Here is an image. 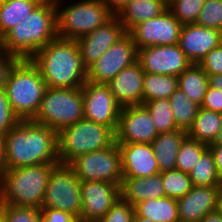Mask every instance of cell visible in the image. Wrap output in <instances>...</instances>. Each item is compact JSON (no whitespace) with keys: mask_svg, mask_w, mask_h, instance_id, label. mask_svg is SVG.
<instances>
[{"mask_svg":"<svg viewBox=\"0 0 222 222\" xmlns=\"http://www.w3.org/2000/svg\"><path fill=\"white\" fill-rule=\"evenodd\" d=\"M4 169L59 163L57 132L32 120H21L3 138Z\"/></svg>","mask_w":222,"mask_h":222,"instance_id":"6da1fadb","label":"cell"},{"mask_svg":"<svg viewBox=\"0 0 222 222\" xmlns=\"http://www.w3.org/2000/svg\"><path fill=\"white\" fill-rule=\"evenodd\" d=\"M30 59L47 88H81L87 81L76 40L57 36Z\"/></svg>","mask_w":222,"mask_h":222,"instance_id":"7a4b0ae2","label":"cell"},{"mask_svg":"<svg viewBox=\"0 0 222 222\" xmlns=\"http://www.w3.org/2000/svg\"><path fill=\"white\" fill-rule=\"evenodd\" d=\"M57 36L55 1L43 0L2 37V50L18 59H30Z\"/></svg>","mask_w":222,"mask_h":222,"instance_id":"3957f363","label":"cell"},{"mask_svg":"<svg viewBox=\"0 0 222 222\" xmlns=\"http://www.w3.org/2000/svg\"><path fill=\"white\" fill-rule=\"evenodd\" d=\"M56 164L4 169L0 176V204L41 209L46 186Z\"/></svg>","mask_w":222,"mask_h":222,"instance_id":"277c9868","label":"cell"},{"mask_svg":"<svg viewBox=\"0 0 222 222\" xmlns=\"http://www.w3.org/2000/svg\"><path fill=\"white\" fill-rule=\"evenodd\" d=\"M46 83L31 59H18L9 71L5 89L10 106L20 120H32L40 107Z\"/></svg>","mask_w":222,"mask_h":222,"instance_id":"5b68a950","label":"cell"},{"mask_svg":"<svg viewBox=\"0 0 222 222\" xmlns=\"http://www.w3.org/2000/svg\"><path fill=\"white\" fill-rule=\"evenodd\" d=\"M116 133L105 126L85 118L57 132L60 163L69 164L74 158L111 146Z\"/></svg>","mask_w":222,"mask_h":222,"instance_id":"8992f818","label":"cell"},{"mask_svg":"<svg viewBox=\"0 0 222 222\" xmlns=\"http://www.w3.org/2000/svg\"><path fill=\"white\" fill-rule=\"evenodd\" d=\"M57 11V35L77 40L103 26L114 14L101 0H54ZM64 5V7H63Z\"/></svg>","mask_w":222,"mask_h":222,"instance_id":"52a82bcc","label":"cell"},{"mask_svg":"<svg viewBox=\"0 0 222 222\" xmlns=\"http://www.w3.org/2000/svg\"><path fill=\"white\" fill-rule=\"evenodd\" d=\"M84 118L82 88H46L35 123L58 132Z\"/></svg>","mask_w":222,"mask_h":222,"instance_id":"ba28073f","label":"cell"},{"mask_svg":"<svg viewBox=\"0 0 222 222\" xmlns=\"http://www.w3.org/2000/svg\"><path fill=\"white\" fill-rule=\"evenodd\" d=\"M69 165L80 181L122 184L121 152L116 141L107 148L74 158Z\"/></svg>","mask_w":222,"mask_h":222,"instance_id":"9c48e42d","label":"cell"},{"mask_svg":"<svg viewBox=\"0 0 222 222\" xmlns=\"http://www.w3.org/2000/svg\"><path fill=\"white\" fill-rule=\"evenodd\" d=\"M80 182L69 164L59 162L50 174L42 207L58 209L80 218Z\"/></svg>","mask_w":222,"mask_h":222,"instance_id":"30bf717a","label":"cell"},{"mask_svg":"<svg viewBox=\"0 0 222 222\" xmlns=\"http://www.w3.org/2000/svg\"><path fill=\"white\" fill-rule=\"evenodd\" d=\"M137 62V48L126 33L87 69V81L107 84L122 69Z\"/></svg>","mask_w":222,"mask_h":222,"instance_id":"8fae6325","label":"cell"},{"mask_svg":"<svg viewBox=\"0 0 222 222\" xmlns=\"http://www.w3.org/2000/svg\"><path fill=\"white\" fill-rule=\"evenodd\" d=\"M81 88L84 118L108 126L116 133L121 106L111 94L108 84L86 81Z\"/></svg>","mask_w":222,"mask_h":222,"instance_id":"7c38bea8","label":"cell"},{"mask_svg":"<svg viewBox=\"0 0 222 222\" xmlns=\"http://www.w3.org/2000/svg\"><path fill=\"white\" fill-rule=\"evenodd\" d=\"M182 24L167 8L159 16L136 25L129 34L137 49L179 43Z\"/></svg>","mask_w":222,"mask_h":222,"instance_id":"4fadbf2b","label":"cell"},{"mask_svg":"<svg viewBox=\"0 0 222 222\" xmlns=\"http://www.w3.org/2000/svg\"><path fill=\"white\" fill-rule=\"evenodd\" d=\"M137 62L147 73L177 77L193 64L179 44L137 49Z\"/></svg>","mask_w":222,"mask_h":222,"instance_id":"5bb4252c","label":"cell"},{"mask_svg":"<svg viewBox=\"0 0 222 222\" xmlns=\"http://www.w3.org/2000/svg\"><path fill=\"white\" fill-rule=\"evenodd\" d=\"M119 184L81 181L80 222H98L121 197Z\"/></svg>","mask_w":222,"mask_h":222,"instance_id":"9a60e30c","label":"cell"},{"mask_svg":"<svg viewBox=\"0 0 222 222\" xmlns=\"http://www.w3.org/2000/svg\"><path fill=\"white\" fill-rule=\"evenodd\" d=\"M158 134L149 111L143 105L121 107L116 143L151 144Z\"/></svg>","mask_w":222,"mask_h":222,"instance_id":"2e32d148","label":"cell"},{"mask_svg":"<svg viewBox=\"0 0 222 222\" xmlns=\"http://www.w3.org/2000/svg\"><path fill=\"white\" fill-rule=\"evenodd\" d=\"M126 33L124 25L114 15L103 26L77 39L84 67L88 69Z\"/></svg>","mask_w":222,"mask_h":222,"instance_id":"e0dca14e","label":"cell"},{"mask_svg":"<svg viewBox=\"0 0 222 222\" xmlns=\"http://www.w3.org/2000/svg\"><path fill=\"white\" fill-rule=\"evenodd\" d=\"M221 43V31L191 23L182 25L178 44L187 58L198 64L207 53Z\"/></svg>","mask_w":222,"mask_h":222,"instance_id":"ac0fdd59","label":"cell"},{"mask_svg":"<svg viewBox=\"0 0 222 222\" xmlns=\"http://www.w3.org/2000/svg\"><path fill=\"white\" fill-rule=\"evenodd\" d=\"M121 152L123 177H151L160 174L151 144L117 143Z\"/></svg>","mask_w":222,"mask_h":222,"instance_id":"d6986e66","label":"cell"},{"mask_svg":"<svg viewBox=\"0 0 222 222\" xmlns=\"http://www.w3.org/2000/svg\"><path fill=\"white\" fill-rule=\"evenodd\" d=\"M179 221L200 222L210 212L218 209V186H193L184 196L177 198Z\"/></svg>","mask_w":222,"mask_h":222,"instance_id":"ffe728a7","label":"cell"},{"mask_svg":"<svg viewBox=\"0 0 222 222\" xmlns=\"http://www.w3.org/2000/svg\"><path fill=\"white\" fill-rule=\"evenodd\" d=\"M145 71L138 62L122 69L107 84L116 102L121 106L142 105Z\"/></svg>","mask_w":222,"mask_h":222,"instance_id":"44dd1931","label":"cell"},{"mask_svg":"<svg viewBox=\"0 0 222 222\" xmlns=\"http://www.w3.org/2000/svg\"><path fill=\"white\" fill-rule=\"evenodd\" d=\"M121 198L135 206L139 202L165 196L161 174L151 177H123L120 186Z\"/></svg>","mask_w":222,"mask_h":222,"instance_id":"7402d4cb","label":"cell"},{"mask_svg":"<svg viewBox=\"0 0 222 222\" xmlns=\"http://www.w3.org/2000/svg\"><path fill=\"white\" fill-rule=\"evenodd\" d=\"M167 9V0H128L115 15L129 33L136 25L159 16Z\"/></svg>","mask_w":222,"mask_h":222,"instance_id":"603a6c76","label":"cell"},{"mask_svg":"<svg viewBox=\"0 0 222 222\" xmlns=\"http://www.w3.org/2000/svg\"><path fill=\"white\" fill-rule=\"evenodd\" d=\"M186 137L187 131L176 129L166 133H159L151 142L160 173L175 169L178 150Z\"/></svg>","mask_w":222,"mask_h":222,"instance_id":"cb8c5ba5","label":"cell"},{"mask_svg":"<svg viewBox=\"0 0 222 222\" xmlns=\"http://www.w3.org/2000/svg\"><path fill=\"white\" fill-rule=\"evenodd\" d=\"M135 217H145L156 222H179L178 203L173 197L153 198L134 206Z\"/></svg>","mask_w":222,"mask_h":222,"instance_id":"d4e9b609","label":"cell"},{"mask_svg":"<svg viewBox=\"0 0 222 222\" xmlns=\"http://www.w3.org/2000/svg\"><path fill=\"white\" fill-rule=\"evenodd\" d=\"M222 128V114L204 108L199 109L187 137L207 145L213 143Z\"/></svg>","mask_w":222,"mask_h":222,"instance_id":"484cf974","label":"cell"},{"mask_svg":"<svg viewBox=\"0 0 222 222\" xmlns=\"http://www.w3.org/2000/svg\"><path fill=\"white\" fill-rule=\"evenodd\" d=\"M43 0L0 1V36L3 37L32 12Z\"/></svg>","mask_w":222,"mask_h":222,"instance_id":"4316f807","label":"cell"},{"mask_svg":"<svg viewBox=\"0 0 222 222\" xmlns=\"http://www.w3.org/2000/svg\"><path fill=\"white\" fill-rule=\"evenodd\" d=\"M208 86V76L198 64L193 63L178 76V88L199 106L202 105Z\"/></svg>","mask_w":222,"mask_h":222,"instance_id":"83f0119b","label":"cell"},{"mask_svg":"<svg viewBox=\"0 0 222 222\" xmlns=\"http://www.w3.org/2000/svg\"><path fill=\"white\" fill-rule=\"evenodd\" d=\"M178 88V77L145 72L143 82V100L146 102L169 97Z\"/></svg>","mask_w":222,"mask_h":222,"instance_id":"f1b7e54d","label":"cell"},{"mask_svg":"<svg viewBox=\"0 0 222 222\" xmlns=\"http://www.w3.org/2000/svg\"><path fill=\"white\" fill-rule=\"evenodd\" d=\"M175 124L178 129L188 131L200 106L193 102L180 88L169 97Z\"/></svg>","mask_w":222,"mask_h":222,"instance_id":"f546056e","label":"cell"},{"mask_svg":"<svg viewBox=\"0 0 222 222\" xmlns=\"http://www.w3.org/2000/svg\"><path fill=\"white\" fill-rule=\"evenodd\" d=\"M189 176L193 186H218L219 176L216 171L212 152L207 148Z\"/></svg>","mask_w":222,"mask_h":222,"instance_id":"4dcf8cb0","label":"cell"},{"mask_svg":"<svg viewBox=\"0 0 222 222\" xmlns=\"http://www.w3.org/2000/svg\"><path fill=\"white\" fill-rule=\"evenodd\" d=\"M143 106L149 111L158 133H166L178 129L169 99L152 100L144 103Z\"/></svg>","mask_w":222,"mask_h":222,"instance_id":"1f68e13d","label":"cell"},{"mask_svg":"<svg viewBox=\"0 0 222 222\" xmlns=\"http://www.w3.org/2000/svg\"><path fill=\"white\" fill-rule=\"evenodd\" d=\"M207 148V144L186 137L178 150L175 169L189 174Z\"/></svg>","mask_w":222,"mask_h":222,"instance_id":"d6a6232c","label":"cell"},{"mask_svg":"<svg viewBox=\"0 0 222 222\" xmlns=\"http://www.w3.org/2000/svg\"><path fill=\"white\" fill-rule=\"evenodd\" d=\"M166 197L180 198L186 195L193 187L189 174L178 169L160 173Z\"/></svg>","mask_w":222,"mask_h":222,"instance_id":"836d02e7","label":"cell"},{"mask_svg":"<svg viewBox=\"0 0 222 222\" xmlns=\"http://www.w3.org/2000/svg\"><path fill=\"white\" fill-rule=\"evenodd\" d=\"M205 0H167V8L183 24L196 23Z\"/></svg>","mask_w":222,"mask_h":222,"instance_id":"e575fe53","label":"cell"},{"mask_svg":"<svg viewBox=\"0 0 222 222\" xmlns=\"http://www.w3.org/2000/svg\"><path fill=\"white\" fill-rule=\"evenodd\" d=\"M196 23L222 32V0H205Z\"/></svg>","mask_w":222,"mask_h":222,"instance_id":"d590c367","label":"cell"},{"mask_svg":"<svg viewBox=\"0 0 222 222\" xmlns=\"http://www.w3.org/2000/svg\"><path fill=\"white\" fill-rule=\"evenodd\" d=\"M0 216L4 222H39L40 209L0 204Z\"/></svg>","mask_w":222,"mask_h":222,"instance_id":"8d00e7d4","label":"cell"},{"mask_svg":"<svg viewBox=\"0 0 222 222\" xmlns=\"http://www.w3.org/2000/svg\"><path fill=\"white\" fill-rule=\"evenodd\" d=\"M21 120L14 113L7 98L5 87L0 88V137L5 135Z\"/></svg>","mask_w":222,"mask_h":222,"instance_id":"74e56055","label":"cell"},{"mask_svg":"<svg viewBox=\"0 0 222 222\" xmlns=\"http://www.w3.org/2000/svg\"><path fill=\"white\" fill-rule=\"evenodd\" d=\"M135 209L121 197L98 222H134Z\"/></svg>","mask_w":222,"mask_h":222,"instance_id":"f35d334b","label":"cell"},{"mask_svg":"<svg viewBox=\"0 0 222 222\" xmlns=\"http://www.w3.org/2000/svg\"><path fill=\"white\" fill-rule=\"evenodd\" d=\"M198 65L207 75L222 74V43L207 53Z\"/></svg>","mask_w":222,"mask_h":222,"instance_id":"ab89813d","label":"cell"},{"mask_svg":"<svg viewBox=\"0 0 222 222\" xmlns=\"http://www.w3.org/2000/svg\"><path fill=\"white\" fill-rule=\"evenodd\" d=\"M39 222H80V219L58 209L42 207Z\"/></svg>","mask_w":222,"mask_h":222,"instance_id":"60d3db41","label":"cell"},{"mask_svg":"<svg viewBox=\"0 0 222 222\" xmlns=\"http://www.w3.org/2000/svg\"><path fill=\"white\" fill-rule=\"evenodd\" d=\"M200 107L222 114V91L208 86Z\"/></svg>","mask_w":222,"mask_h":222,"instance_id":"b9f144b4","label":"cell"},{"mask_svg":"<svg viewBox=\"0 0 222 222\" xmlns=\"http://www.w3.org/2000/svg\"><path fill=\"white\" fill-rule=\"evenodd\" d=\"M17 60V57L0 50V88L5 87L9 71Z\"/></svg>","mask_w":222,"mask_h":222,"instance_id":"7bdbcfd3","label":"cell"},{"mask_svg":"<svg viewBox=\"0 0 222 222\" xmlns=\"http://www.w3.org/2000/svg\"><path fill=\"white\" fill-rule=\"evenodd\" d=\"M211 150L218 176L222 175V146H208Z\"/></svg>","mask_w":222,"mask_h":222,"instance_id":"ee69618b","label":"cell"},{"mask_svg":"<svg viewBox=\"0 0 222 222\" xmlns=\"http://www.w3.org/2000/svg\"><path fill=\"white\" fill-rule=\"evenodd\" d=\"M108 9L116 15L121 8L128 2V0H101Z\"/></svg>","mask_w":222,"mask_h":222,"instance_id":"f6af8a7d","label":"cell"},{"mask_svg":"<svg viewBox=\"0 0 222 222\" xmlns=\"http://www.w3.org/2000/svg\"><path fill=\"white\" fill-rule=\"evenodd\" d=\"M208 85L222 91V74L207 75Z\"/></svg>","mask_w":222,"mask_h":222,"instance_id":"bcb514c9","label":"cell"},{"mask_svg":"<svg viewBox=\"0 0 222 222\" xmlns=\"http://www.w3.org/2000/svg\"><path fill=\"white\" fill-rule=\"evenodd\" d=\"M200 222H222V213L218 209L207 213Z\"/></svg>","mask_w":222,"mask_h":222,"instance_id":"7dc6e473","label":"cell"},{"mask_svg":"<svg viewBox=\"0 0 222 222\" xmlns=\"http://www.w3.org/2000/svg\"><path fill=\"white\" fill-rule=\"evenodd\" d=\"M4 171V149H3V138L0 137V176Z\"/></svg>","mask_w":222,"mask_h":222,"instance_id":"c3c4849f","label":"cell"},{"mask_svg":"<svg viewBox=\"0 0 222 222\" xmlns=\"http://www.w3.org/2000/svg\"><path fill=\"white\" fill-rule=\"evenodd\" d=\"M208 146H222V128L218 132V135L213 143L209 144Z\"/></svg>","mask_w":222,"mask_h":222,"instance_id":"681fc988","label":"cell"},{"mask_svg":"<svg viewBox=\"0 0 222 222\" xmlns=\"http://www.w3.org/2000/svg\"><path fill=\"white\" fill-rule=\"evenodd\" d=\"M134 222H156L145 217H134Z\"/></svg>","mask_w":222,"mask_h":222,"instance_id":"f907efd6","label":"cell"},{"mask_svg":"<svg viewBox=\"0 0 222 222\" xmlns=\"http://www.w3.org/2000/svg\"><path fill=\"white\" fill-rule=\"evenodd\" d=\"M218 191L219 195H222V175L219 176Z\"/></svg>","mask_w":222,"mask_h":222,"instance_id":"816d5d0a","label":"cell"},{"mask_svg":"<svg viewBox=\"0 0 222 222\" xmlns=\"http://www.w3.org/2000/svg\"><path fill=\"white\" fill-rule=\"evenodd\" d=\"M218 210L222 213V195H219Z\"/></svg>","mask_w":222,"mask_h":222,"instance_id":"f5cc1de1","label":"cell"},{"mask_svg":"<svg viewBox=\"0 0 222 222\" xmlns=\"http://www.w3.org/2000/svg\"><path fill=\"white\" fill-rule=\"evenodd\" d=\"M0 50H2V37L0 36Z\"/></svg>","mask_w":222,"mask_h":222,"instance_id":"db71d44e","label":"cell"},{"mask_svg":"<svg viewBox=\"0 0 222 222\" xmlns=\"http://www.w3.org/2000/svg\"><path fill=\"white\" fill-rule=\"evenodd\" d=\"M0 222H4L3 218L0 216Z\"/></svg>","mask_w":222,"mask_h":222,"instance_id":"11a10c76","label":"cell"}]
</instances>
